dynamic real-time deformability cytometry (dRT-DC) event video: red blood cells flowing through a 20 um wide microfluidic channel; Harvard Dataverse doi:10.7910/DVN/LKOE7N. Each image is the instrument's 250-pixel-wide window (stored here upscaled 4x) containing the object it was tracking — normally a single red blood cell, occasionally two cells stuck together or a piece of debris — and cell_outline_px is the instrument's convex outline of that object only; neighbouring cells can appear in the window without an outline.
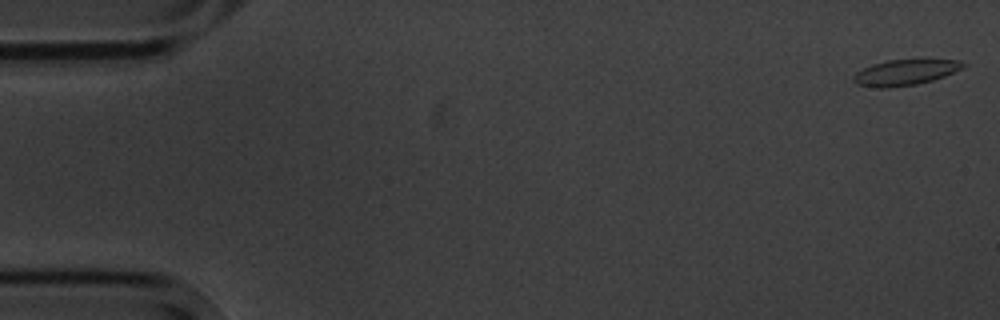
{"species": "common noctule bat (a hibernating species)", "species_latin": "Nyctalus noctula", "temperature_condition": "cold", "stored_images_in_passage": 3, "camera_frame_rate_fps": 3000, "um_per_image_px": 0.085, "animal": {"sex": "male", "body_mass_g": 20.1, "forearm_length_mm": 53.5}, "frame": {"image": 1, "passage_image": 1, "time_ms": 0.0, "image_size_px": [1000, 320], "cell_outline_px": [[968, 64], [964, 68], [944, 76], [932, 80], [916, 84], [888, 88], [880, 88], [856, 84], [852, 80], [852, 76], [856, 72], [872, 64], [888, 60], [924, 56], [960, 60]], "centroid_in_image_um": [77.03, 6.09], "position_along_channel_um": 8.0, "area_um2": 17.4}}